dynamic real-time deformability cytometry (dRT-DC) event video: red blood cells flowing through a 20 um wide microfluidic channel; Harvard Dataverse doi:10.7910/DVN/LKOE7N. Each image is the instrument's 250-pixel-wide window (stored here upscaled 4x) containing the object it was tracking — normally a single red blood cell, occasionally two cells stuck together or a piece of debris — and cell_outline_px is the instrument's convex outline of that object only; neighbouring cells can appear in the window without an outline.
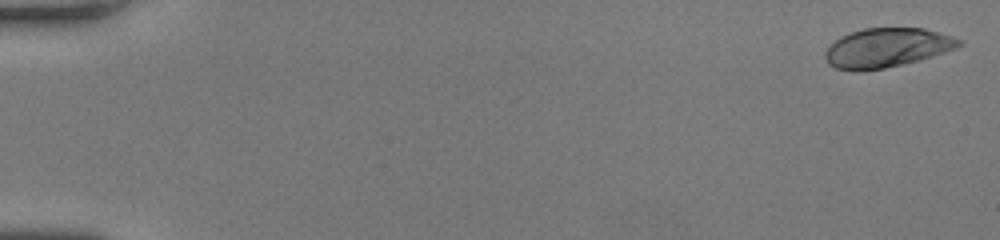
{"species": "human", "species_latin": "Homo sapiens", "temperature_condition": "room temperature", "stored_images_in_passage": 20, "camera_frame_rate_fps": 3000, "um_per_image_px": 0.085, "donor": {"sex": "female"}, "frame": {"image": 1, "passage_image": 2, "time_ms": 0.333, "image_size_px": [1000, 240], "cell_outline_px": [[960, 44], [956, 48], [920, 60], [904, 64], [884, 68], [860, 72], [856, 72], [836, 68], [828, 64], [824, 56], [824, 52], [840, 36], [864, 28], [924, 28], [952, 36], [960, 40]], "centroid_in_image_um": [75.34, 4.07], "position_along_channel_um": 9.7, "area_um2": 30.52}}
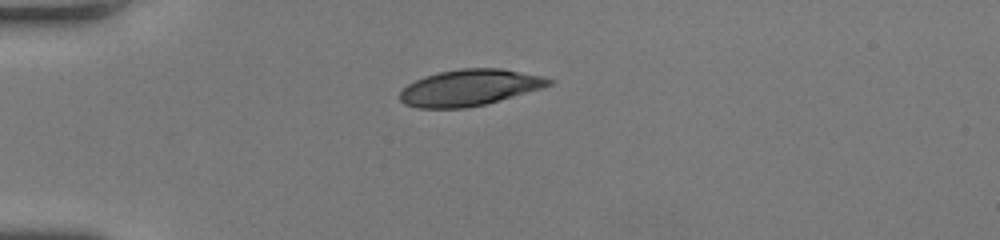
{"frame": {"image": 2, "passage_image": 15, "time_ms": 4.667, "image_size_px": [1000, 240], "cell_outline_px": [[556, 80], [552, 84], [540, 88], [500, 100], [484, 104], [464, 108], [416, 108], [404, 104], [400, 100], [400, 92], [408, 84], [424, 76], [440, 72], [460, 68], [500, 68], [540, 76]], "centroid_in_image_um": [39.88, 7.45], "position_along_channel_um": 45.1, "area_um2": 31.21}}
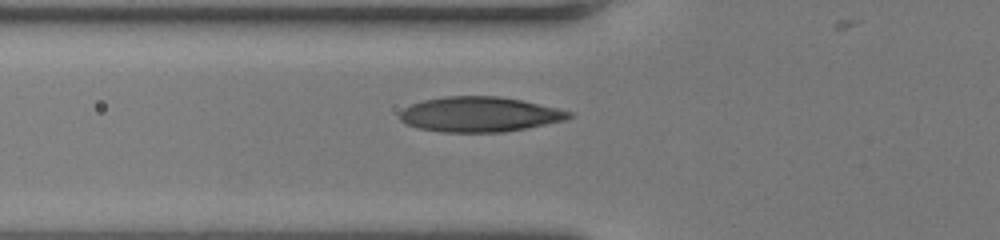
{"frame": {"image": 3, "passage_image": 20, "time_ms": 6.333, "image_size_px": [1000, 240], "cell_outline_px": [[572, 116], [564, 120], [504, 132], [440, 132], [416, 128], [404, 124], [400, 120], [400, 112], [404, 108], [412, 104], [424, 100], [444, 96], [496, 96], [520, 100], [556, 108], [572, 112]], "centroid_in_image_um": [40.69, 9.72], "position_along_channel_um": 85.1, "area_um2": 34.33}}